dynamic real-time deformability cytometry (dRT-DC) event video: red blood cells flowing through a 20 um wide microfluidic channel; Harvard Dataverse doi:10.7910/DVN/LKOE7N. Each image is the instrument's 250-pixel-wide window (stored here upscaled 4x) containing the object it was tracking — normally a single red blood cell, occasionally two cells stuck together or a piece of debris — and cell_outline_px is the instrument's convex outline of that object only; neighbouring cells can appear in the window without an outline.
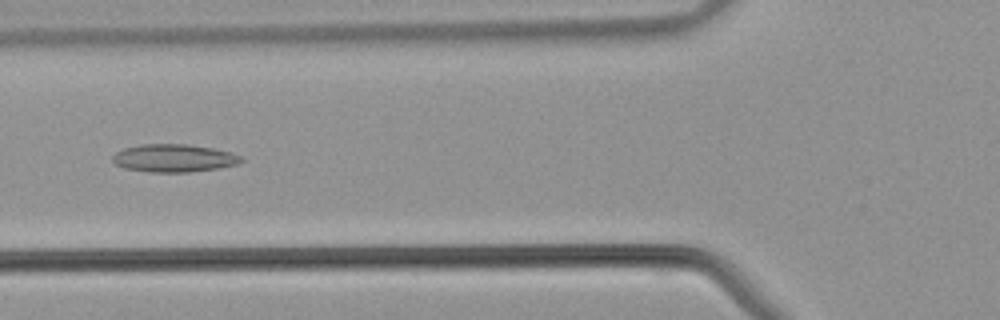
{"species": "common noctule bat (a hibernating species)", "species_latin": "Nyctalus noctula", "temperature_condition": "warm", "stored_images_in_passage": 41, "camera_frame_rate_fps": 3000, "um_per_image_px": 0.085, "animal": {"sex": "male", "body_mass_g": 21.5, "forearm_length_mm": 52.0}, "frame": {"image": 1, "passage_image": 15, "time_ms": 4.667, "image_size_px": [1000, 320], "cell_outline_px": [[244, 160], [236, 164], [220, 168], [188, 172], [148, 172], [124, 168], [116, 164], [112, 160], [112, 156], [116, 152], [124, 148], [140, 144], [188, 144], [212, 148], [228, 152], [240, 156]], "centroid_in_image_um": [14.74, 13.44], "position_along_channel_um": 111.1, "area_um2": 20.81}}
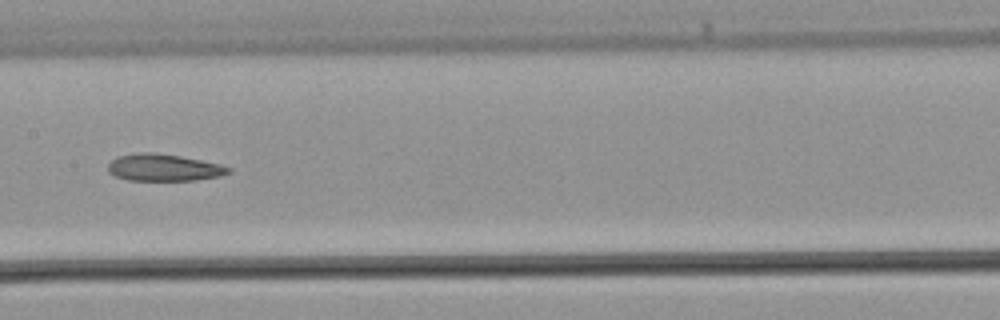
{"frame": {"image": 2, "passage_image": 20, "time_ms": 6.333, "image_size_px": [1000, 320], "cell_outline_px": [[232, 172], [220, 176], [196, 180], [128, 180], [116, 176], [108, 172], [108, 164], [112, 160], [120, 156], [136, 152], [148, 152], [180, 156], [220, 164], [232, 168]], "centroid_in_image_um": [13.94, 14.24], "position_along_channel_um": 193.5, "area_um2": 18.84}}
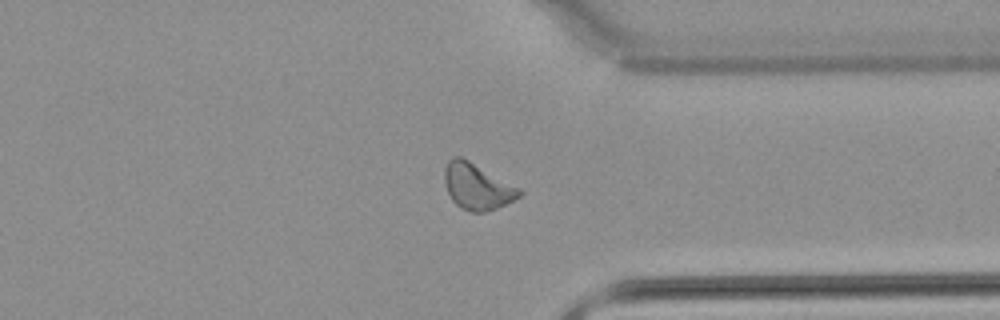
{"frame": {"image": 3, "passage_image": 31, "time_ms": 10.0, "image_size_px": [1000, 320], "cell_outline_px": [[524, 192], [520, 196], [496, 208], [484, 212], [472, 212], [460, 208], [452, 200], [444, 184], [444, 168], [448, 160], [452, 156], [460, 156], [468, 160], [520, 188]], "centroid_in_image_um": [40.52, 15.84], "position_along_channel_um": 370.9, "area_um2": 20.0}}